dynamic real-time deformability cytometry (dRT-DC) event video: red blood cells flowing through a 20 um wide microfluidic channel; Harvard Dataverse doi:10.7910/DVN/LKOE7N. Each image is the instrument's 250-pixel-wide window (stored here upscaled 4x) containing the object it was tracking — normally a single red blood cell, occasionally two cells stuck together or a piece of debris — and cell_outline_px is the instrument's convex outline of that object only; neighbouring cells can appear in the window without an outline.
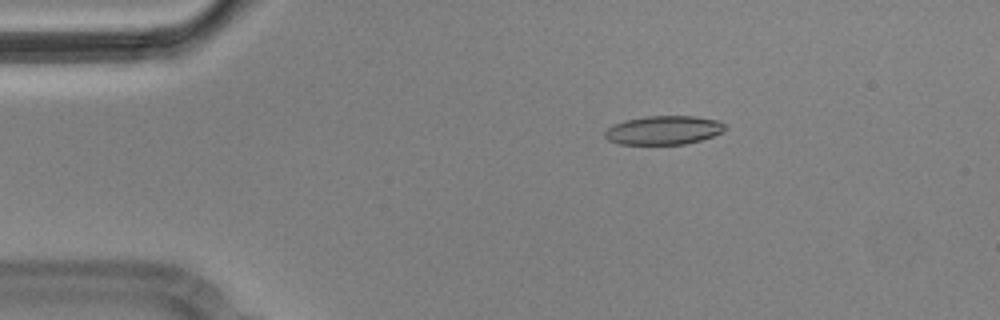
{"species": "Egyptian fruit bat (a non-hibernating species)", "species_latin": "Rousettus aegyptiacus", "temperature_condition": "cold", "stored_images_in_passage": 6, "camera_frame_rate_fps": 3000, "um_per_image_px": 0.085, "animal": {"sex": "male"}, "frame": {"image": 1, "passage_image": 1, "time_ms": 0.0, "image_size_px": [1000, 320], "cell_outline_px": [[724, 132], [700, 140], [684, 144], [616, 144], [608, 140], [604, 136], [604, 132], [612, 124], [624, 120], [648, 116], [696, 116], [716, 120], [724, 124]], "centroid_in_image_um": [56.36, 11.06], "position_along_channel_um": 28.6, "area_um2": 20.17}}
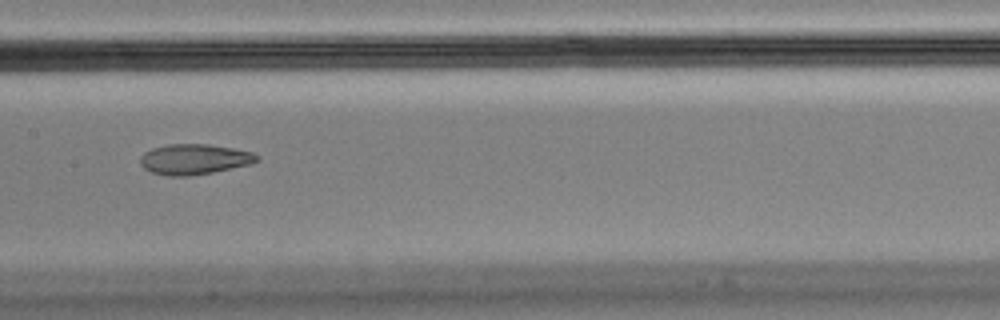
{"frame": {"image": 2, "passage_image": 6, "time_ms": 1.667, "image_size_px": [1000, 320], "cell_outline_px": [[260, 160], [252, 164], [212, 172], [188, 176], [168, 176], [152, 172], [144, 168], [140, 164], [140, 156], [144, 152], [152, 148], [168, 144], [208, 144], [232, 148], [252, 152], [260, 156]], "centroid_in_image_um": [16.52, 13.53], "position_along_channel_um": 190.9, "area_um2": 20.75}}